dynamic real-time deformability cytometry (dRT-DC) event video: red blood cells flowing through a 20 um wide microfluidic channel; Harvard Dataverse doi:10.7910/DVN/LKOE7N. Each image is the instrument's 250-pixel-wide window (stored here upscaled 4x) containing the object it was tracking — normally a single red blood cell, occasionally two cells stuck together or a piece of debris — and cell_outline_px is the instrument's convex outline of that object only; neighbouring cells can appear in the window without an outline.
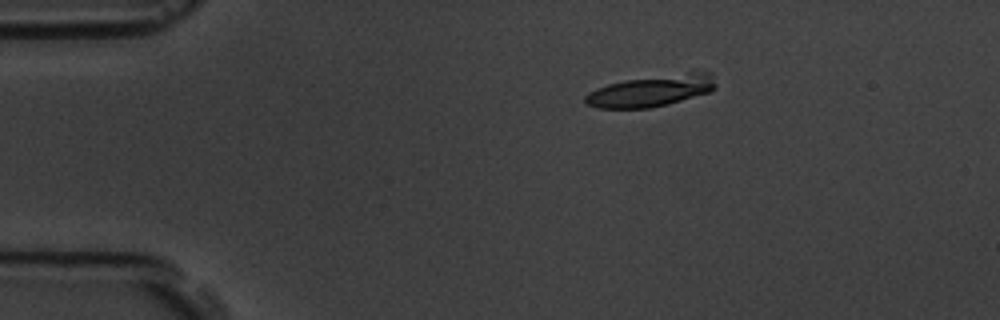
{"species": "common noctule bat (a hibernating species)", "species_latin": "Nyctalus noctula", "temperature_condition": "room temperature", "stored_images_in_passage": 4, "camera_frame_rate_fps": 3000, "um_per_image_px": 0.085, "animal": {"sex": "male", "body_mass_g": 19.5, "forearm_length_mm": 54.6}, "frame": {"image": 1, "passage_image": 1, "time_ms": 0.0, "image_size_px": [1000, 320], "cell_outline_px": [[716, 88], [708, 92], [668, 104], [648, 108], [596, 108], [584, 104], [584, 96], [588, 92], [596, 88], [608, 84], [624, 80], [692, 68], [708, 72], [712, 76], [716, 84]], "centroid_in_image_um": [55.38, 7.66], "position_along_channel_um": 29.6, "area_um2": 24.85}}
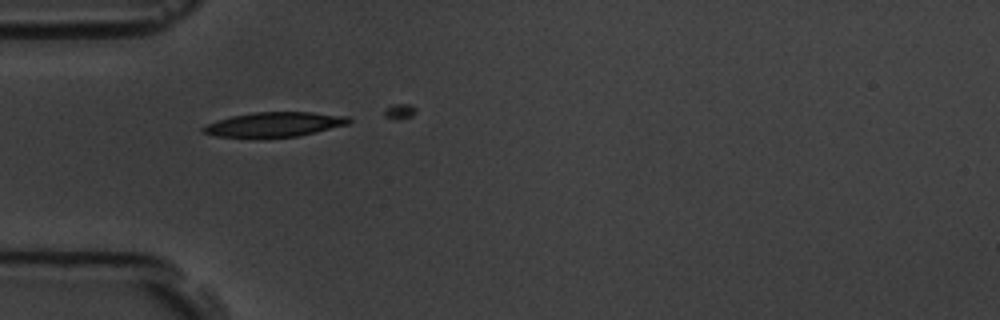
{"frame": {"image": 2, "passage_image": 3, "time_ms": 2.333, "image_size_px": [1000, 320], "cell_outline_px": [[352, 120], [348, 124], [316, 132], [296, 136], [216, 136], [204, 132], [200, 128], [208, 124], [232, 116], [252, 112], [312, 112], [348, 116]], "centroid_in_image_um": [23.39, 10.55], "position_along_channel_um": 61.6, "area_um2": 20.29}}